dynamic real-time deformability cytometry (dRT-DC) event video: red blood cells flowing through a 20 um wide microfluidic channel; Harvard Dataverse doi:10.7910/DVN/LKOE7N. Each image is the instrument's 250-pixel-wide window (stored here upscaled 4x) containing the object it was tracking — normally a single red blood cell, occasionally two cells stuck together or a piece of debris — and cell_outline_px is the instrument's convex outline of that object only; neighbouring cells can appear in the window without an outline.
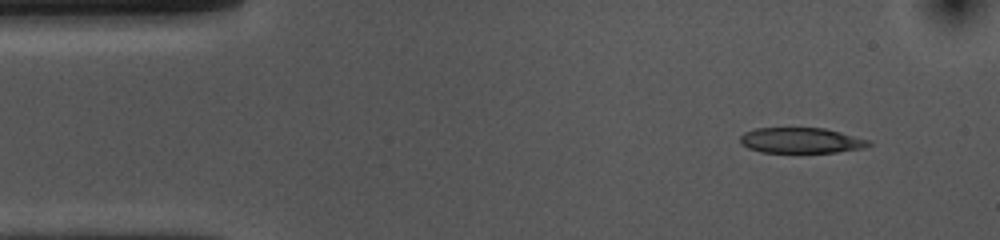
{"species": "common noctule bat (a hibernating species)", "species_latin": "Nyctalus noctula", "temperature_condition": "cold", "stored_images_in_passage": 48, "camera_frame_rate_fps": 3000, "um_per_image_px": 0.085, "animal": {"sex": "female", "body_mass_g": 10.0, "forearm_length_mm": 53.1}, "frame": {"image": 1, "passage_image": 1, "time_ms": 0.0, "image_size_px": [1000, 240], "cell_outline_px": [[872, 144], [864, 148], [836, 152], [760, 152], [748, 148], [740, 144], [740, 136], [744, 132], [756, 128], [824, 128], [840, 132], [868, 140]], "centroid_in_image_um": [68.05, 11.94], "position_along_channel_um": 17.0, "area_um2": 19.02}}
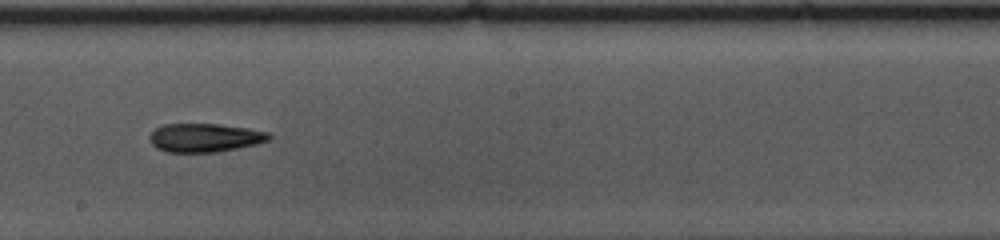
{"frame": {"image": 2, "passage_image": 24, "time_ms": 7.667, "image_size_px": [1000, 240], "cell_outline_px": [[272, 140], [256, 144], [216, 152], [168, 152], [156, 148], [152, 144], [148, 136], [156, 128], [164, 124], [220, 124], [248, 128], [268, 132], [272, 136]], "centroid_in_image_um": [17.42, 11.7], "position_along_channel_um": 230.8, "area_um2": 19.94}}
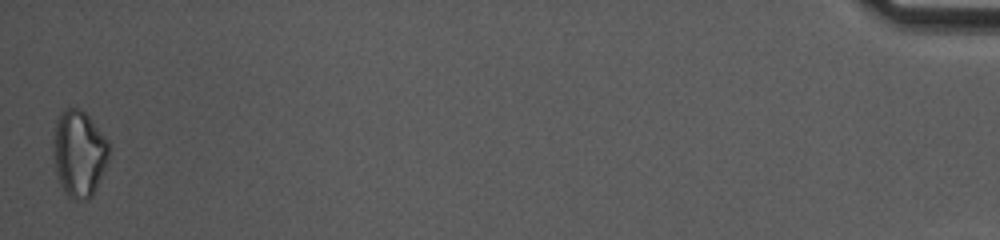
{"frame": {"image": 3, "passage_image": 48, "time_ms": 15.667, "image_size_px": [1000, 240], "cell_outline_px": [[108, 160], [92, 196], [88, 200], [76, 200], [68, 196], [60, 184], [56, 172], [52, 152], [52, 140], [56, 120], [64, 108], [80, 108], [88, 116], [108, 140]], "centroid_in_image_um": [6.68, 13.03], "position_along_channel_um": 428.5, "area_um2": 28.09}}